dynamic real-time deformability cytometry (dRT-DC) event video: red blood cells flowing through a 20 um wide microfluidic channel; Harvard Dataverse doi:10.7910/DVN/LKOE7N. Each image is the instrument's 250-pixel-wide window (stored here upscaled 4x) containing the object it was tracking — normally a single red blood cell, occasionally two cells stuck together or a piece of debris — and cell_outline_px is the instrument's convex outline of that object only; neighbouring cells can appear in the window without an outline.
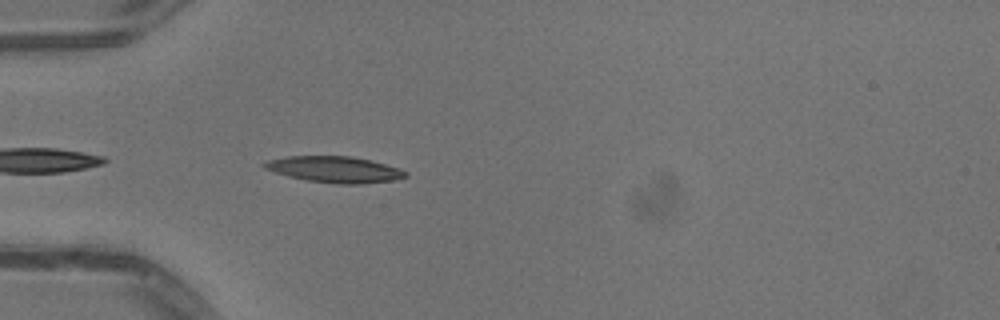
{"species": "common noctule bat (a hibernating species)", "species_latin": "Nyctalus noctula", "temperature_condition": "warm", "stored_images_in_passage": 19, "camera_frame_rate_fps": 3000, "um_per_image_px": 0.085, "animal": {"sex": "male", "body_mass_g": 13.3}, "frame": {"image": 1, "passage_image": 2, "time_ms": 0.333, "image_size_px": [1000, 320], "cell_outline_px": [[408, 176], [396, 180], [364, 184], [336, 184], [308, 180], [288, 176], [264, 168], [260, 164], [268, 160], [288, 156], [352, 156], [400, 168], [408, 172]], "centroid_in_image_um": [28.47, 14.41], "position_along_channel_um": 56.5, "area_um2": 21.56}}
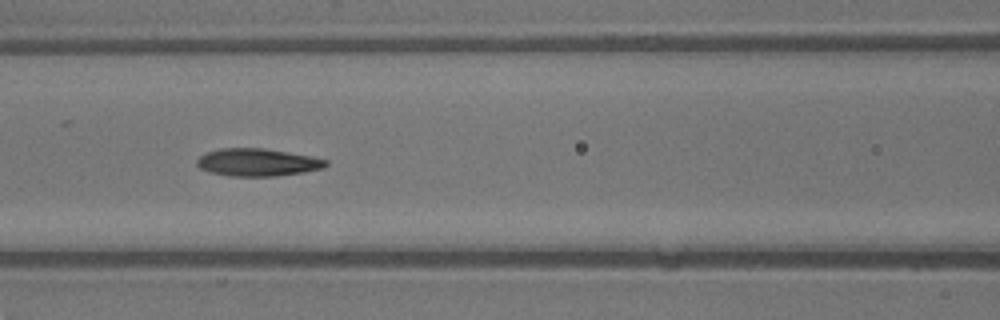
{"frame": {"image": 2, "passage_image": 9, "time_ms": 2.667, "image_size_px": [1000, 320], "cell_outline_px": [[328, 164], [324, 168], [304, 172], [276, 176], [228, 176], [208, 172], [200, 168], [196, 164], [196, 160], [200, 156], [208, 152], [220, 148], [264, 148], [308, 156], [328, 160]], "centroid_in_image_um": [21.86, 13.81], "position_along_channel_um": 144.7, "area_um2": 20.69}}
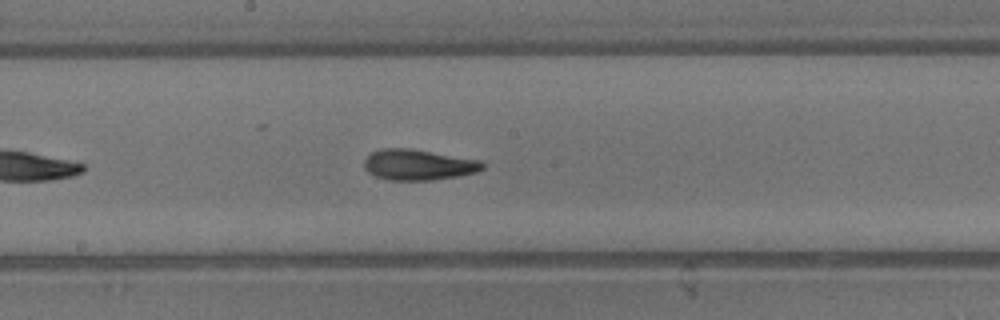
{"frame": {"image": 3, "passage_image": 14, "time_ms": 4.333, "image_size_px": [1000, 320], "cell_outline_px": [[484, 168], [476, 172], [456, 176], [432, 180], [388, 180], [376, 176], [368, 172], [364, 168], [364, 160], [372, 152], [384, 148], [412, 148], [480, 160], [484, 164]], "centroid_in_image_um": [35.55, 14.0], "position_along_channel_um": 212.7, "area_um2": 21.15}}